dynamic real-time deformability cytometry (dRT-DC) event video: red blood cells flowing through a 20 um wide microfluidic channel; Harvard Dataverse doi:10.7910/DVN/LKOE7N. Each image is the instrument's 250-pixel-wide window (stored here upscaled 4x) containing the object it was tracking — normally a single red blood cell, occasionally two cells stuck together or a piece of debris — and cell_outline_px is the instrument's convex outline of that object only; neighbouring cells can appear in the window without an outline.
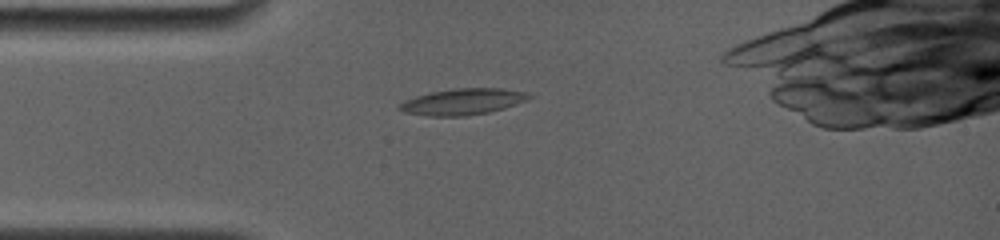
{"species": "common noctule bat (a hibernating species)", "species_latin": "Nyctalus noctula", "temperature_condition": "room temperature", "stored_images_in_passage": 28, "camera_frame_rate_fps": 4000, "um_per_image_px": 0.085, "animal": {"sex": "female", "body_mass_g": 19.0, "forearm_length_mm": 56.7}, "frame": {"image": 1, "passage_image": 2, "time_ms": 0.5, "image_size_px": [1000, 240], "cell_outline_px": [[532, 96], [528, 100], [504, 108], [488, 112], [464, 116], [428, 116], [404, 112], [396, 108], [404, 100], [416, 96], [432, 92], [452, 88], [504, 88], [524, 92]], "centroid_in_image_um": [39.32, 8.64], "position_along_channel_um": 45.7, "area_um2": 19.77}}
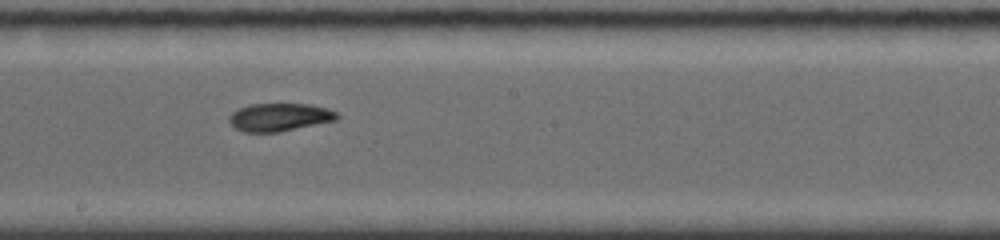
{"frame": {"image": 2, "passage_image": 13, "time_ms": 5.5, "image_size_px": [1000, 240], "cell_outline_px": [[340, 116], [336, 120], [280, 132], [244, 132], [236, 128], [228, 120], [228, 116], [232, 112], [248, 104], [308, 104], [328, 108], [336, 112]], "centroid_in_image_um": [23.76, 9.96], "position_along_channel_um": 224.4, "area_um2": 17.57}}
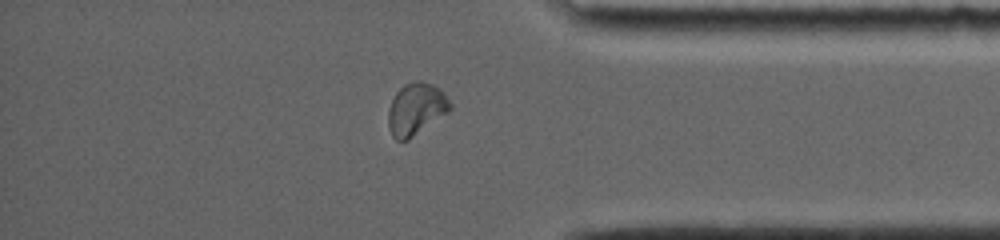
{"frame": {"image": 3, "passage_image": 23, "time_ms": 10.25, "image_size_px": [1000, 240], "cell_outline_px": [[452, 108], [448, 112], [408, 140], [396, 140], [392, 136], [388, 128], [388, 112], [392, 100], [396, 92], [404, 84], [416, 80], [420, 80], [432, 84], [440, 88], [444, 92], [452, 104]], "centroid_in_image_um": [35.37, 9.25], "position_along_channel_um": 399.8, "area_um2": 18.84}}